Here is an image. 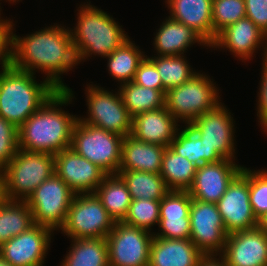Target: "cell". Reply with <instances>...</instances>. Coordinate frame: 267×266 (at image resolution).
I'll return each instance as SVG.
<instances>
[{
    "label": "cell",
    "instance_id": "obj_21",
    "mask_svg": "<svg viewBox=\"0 0 267 266\" xmlns=\"http://www.w3.org/2000/svg\"><path fill=\"white\" fill-rule=\"evenodd\" d=\"M179 126L178 121L163 107L133 116L130 135L143 142L168 147Z\"/></svg>",
    "mask_w": 267,
    "mask_h": 266
},
{
    "label": "cell",
    "instance_id": "obj_12",
    "mask_svg": "<svg viewBox=\"0 0 267 266\" xmlns=\"http://www.w3.org/2000/svg\"><path fill=\"white\" fill-rule=\"evenodd\" d=\"M189 216L190 241L204 255H221L228 233L217 205L192 198Z\"/></svg>",
    "mask_w": 267,
    "mask_h": 266
},
{
    "label": "cell",
    "instance_id": "obj_24",
    "mask_svg": "<svg viewBox=\"0 0 267 266\" xmlns=\"http://www.w3.org/2000/svg\"><path fill=\"white\" fill-rule=\"evenodd\" d=\"M157 31L153 41L157 56L184 55L186 50L195 43L210 48L207 42L193 29L169 16L166 17Z\"/></svg>",
    "mask_w": 267,
    "mask_h": 266
},
{
    "label": "cell",
    "instance_id": "obj_22",
    "mask_svg": "<svg viewBox=\"0 0 267 266\" xmlns=\"http://www.w3.org/2000/svg\"><path fill=\"white\" fill-rule=\"evenodd\" d=\"M203 256L190 239L153 237L148 266H198Z\"/></svg>",
    "mask_w": 267,
    "mask_h": 266
},
{
    "label": "cell",
    "instance_id": "obj_44",
    "mask_svg": "<svg viewBox=\"0 0 267 266\" xmlns=\"http://www.w3.org/2000/svg\"><path fill=\"white\" fill-rule=\"evenodd\" d=\"M257 227L267 234V213L258 219Z\"/></svg>",
    "mask_w": 267,
    "mask_h": 266
},
{
    "label": "cell",
    "instance_id": "obj_9",
    "mask_svg": "<svg viewBox=\"0 0 267 266\" xmlns=\"http://www.w3.org/2000/svg\"><path fill=\"white\" fill-rule=\"evenodd\" d=\"M74 195L69 186L54 173L26 200L33 214L34 223L46 226L53 231H60Z\"/></svg>",
    "mask_w": 267,
    "mask_h": 266
},
{
    "label": "cell",
    "instance_id": "obj_20",
    "mask_svg": "<svg viewBox=\"0 0 267 266\" xmlns=\"http://www.w3.org/2000/svg\"><path fill=\"white\" fill-rule=\"evenodd\" d=\"M188 191L170 190L160 200L159 232L154 237L166 239H190V204Z\"/></svg>",
    "mask_w": 267,
    "mask_h": 266
},
{
    "label": "cell",
    "instance_id": "obj_39",
    "mask_svg": "<svg viewBox=\"0 0 267 266\" xmlns=\"http://www.w3.org/2000/svg\"><path fill=\"white\" fill-rule=\"evenodd\" d=\"M133 82L139 86L160 90L164 94L166 93L158 70L147 55L139 63Z\"/></svg>",
    "mask_w": 267,
    "mask_h": 266
},
{
    "label": "cell",
    "instance_id": "obj_31",
    "mask_svg": "<svg viewBox=\"0 0 267 266\" xmlns=\"http://www.w3.org/2000/svg\"><path fill=\"white\" fill-rule=\"evenodd\" d=\"M144 53L128 38L110 55L105 57L108 60V73L120 83V86L133 81L139 63L146 56Z\"/></svg>",
    "mask_w": 267,
    "mask_h": 266
},
{
    "label": "cell",
    "instance_id": "obj_5",
    "mask_svg": "<svg viewBox=\"0 0 267 266\" xmlns=\"http://www.w3.org/2000/svg\"><path fill=\"white\" fill-rule=\"evenodd\" d=\"M0 173L3 198L26 201L41 183L55 173L54 155L18 149Z\"/></svg>",
    "mask_w": 267,
    "mask_h": 266
},
{
    "label": "cell",
    "instance_id": "obj_2",
    "mask_svg": "<svg viewBox=\"0 0 267 266\" xmlns=\"http://www.w3.org/2000/svg\"><path fill=\"white\" fill-rule=\"evenodd\" d=\"M74 93L57 90L18 128V147L27 152L55 155L71 146L72 132L79 117L62 106L72 103ZM68 112V113H67Z\"/></svg>",
    "mask_w": 267,
    "mask_h": 266
},
{
    "label": "cell",
    "instance_id": "obj_3",
    "mask_svg": "<svg viewBox=\"0 0 267 266\" xmlns=\"http://www.w3.org/2000/svg\"><path fill=\"white\" fill-rule=\"evenodd\" d=\"M12 65L0 71V116L19 128L57 89ZM38 82V83H37Z\"/></svg>",
    "mask_w": 267,
    "mask_h": 266
},
{
    "label": "cell",
    "instance_id": "obj_14",
    "mask_svg": "<svg viewBox=\"0 0 267 266\" xmlns=\"http://www.w3.org/2000/svg\"><path fill=\"white\" fill-rule=\"evenodd\" d=\"M223 105L219 103L188 125L209 149H214L223 159L236 160L234 119Z\"/></svg>",
    "mask_w": 267,
    "mask_h": 266
},
{
    "label": "cell",
    "instance_id": "obj_7",
    "mask_svg": "<svg viewBox=\"0 0 267 266\" xmlns=\"http://www.w3.org/2000/svg\"><path fill=\"white\" fill-rule=\"evenodd\" d=\"M124 137L89 125L79 118L74 126L71 148L102 169L117 174L121 163Z\"/></svg>",
    "mask_w": 267,
    "mask_h": 266
},
{
    "label": "cell",
    "instance_id": "obj_45",
    "mask_svg": "<svg viewBox=\"0 0 267 266\" xmlns=\"http://www.w3.org/2000/svg\"><path fill=\"white\" fill-rule=\"evenodd\" d=\"M1 1V0H0ZM1 4V3H0ZM1 9V8H0ZM0 15H1V10H0ZM2 17L0 16V25H11V19H1Z\"/></svg>",
    "mask_w": 267,
    "mask_h": 266
},
{
    "label": "cell",
    "instance_id": "obj_16",
    "mask_svg": "<svg viewBox=\"0 0 267 266\" xmlns=\"http://www.w3.org/2000/svg\"><path fill=\"white\" fill-rule=\"evenodd\" d=\"M55 173L75 193H94L107 175L71 147L54 155Z\"/></svg>",
    "mask_w": 267,
    "mask_h": 266
},
{
    "label": "cell",
    "instance_id": "obj_40",
    "mask_svg": "<svg viewBox=\"0 0 267 266\" xmlns=\"http://www.w3.org/2000/svg\"><path fill=\"white\" fill-rule=\"evenodd\" d=\"M246 17L267 35V0H245Z\"/></svg>",
    "mask_w": 267,
    "mask_h": 266
},
{
    "label": "cell",
    "instance_id": "obj_35",
    "mask_svg": "<svg viewBox=\"0 0 267 266\" xmlns=\"http://www.w3.org/2000/svg\"><path fill=\"white\" fill-rule=\"evenodd\" d=\"M246 17L245 0H213V42L226 27Z\"/></svg>",
    "mask_w": 267,
    "mask_h": 266
},
{
    "label": "cell",
    "instance_id": "obj_33",
    "mask_svg": "<svg viewBox=\"0 0 267 266\" xmlns=\"http://www.w3.org/2000/svg\"><path fill=\"white\" fill-rule=\"evenodd\" d=\"M118 90L131 117L165 107V94L160 90L142 87L133 81L122 84Z\"/></svg>",
    "mask_w": 267,
    "mask_h": 266
},
{
    "label": "cell",
    "instance_id": "obj_17",
    "mask_svg": "<svg viewBox=\"0 0 267 266\" xmlns=\"http://www.w3.org/2000/svg\"><path fill=\"white\" fill-rule=\"evenodd\" d=\"M242 169L243 166L229 159L203 164L197 167L188 193L193 199L216 204Z\"/></svg>",
    "mask_w": 267,
    "mask_h": 266
},
{
    "label": "cell",
    "instance_id": "obj_47",
    "mask_svg": "<svg viewBox=\"0 0 267 266\" xmlns=\"http://www.w3.org/2000/svg\"><path fill=\"white\" fill-rule=\"evenodd\" d=\"M3 199V193H2V178L0 173V201Z\"/></svg>",
    "mask_w": 267,
    "mask_h": 266
},
{
    "label": "cell",
    "instance_id": "obj_32",
    "mask_svg": "<svg viewBox=\"0 0 267 266\" xmlns=\"http://www.w3.org/2000/svg\"><path fill=\"white\" fill-rule=\"evenodd\" d=\"M117 174L126 184L132 200H161L170 191L158 173L123 171Z\"/></svg>",
    "mask_w": 267,
    "mask_h": 266
},
{
    "label": "cell",
    "instance_id": "obj_23",
    "mask_svg": "<svg viewBox=\"0 0 267 266\" xmlns=\"http://www.w3.org/2000/svg\"><path fill=\"white\" fill-rule=\"evenodd\" d=\"M170 18L193 29L210 46L213 43V0H166Z\"/></svg>",
    "mask_w": 267,
    "mask_h": 266
},
{
    "label": "cell",
    "instance_id": "obj_6",
    "mask_svg": "<svg viewBox=\"0 0 267 266\" xmlns=\"http://www.w3.org/2000/svg\"><path fill=\"white\" fill-rule=\"evenodd\" d=\"M210 76L197 72L192 78L165 93V108L179 122L186 125L219 103V89Z\"/></svg>",
    "mask_w": 267,
    "mask_h": 266
},
{
    "label": "cell",
    "instance_id": "obj_34",
    "mask_svg": "<svg viewBox=\"0 0 267 266\" xmlns=\"http://www.w3.org/2000/svg\"><path fill=\"white\" fill-rule=\"evenodd\" d=\"M184 55L148 57L156 66L164 89L178 87L197 72L191 69Z\"/></svg>",
    "mask_w": 267,
    "mask_h": 266
},
{
    "label": "cell",
    "instance_id": "obj_15",
    "mask_svg": "<svg viewBox=\"0 0 267 266\" xmlns=\"http://www.w3.org/2000/svg\"><path fill=\"white\" fill-rule=\"evenodd\" d=\"M54 231L34 225L0 246V256L12 266H44Z\"/></svg>",
    "mask_w": 267,
    "mask_h": 266
},
{
    "label": "cell",
    "instance_id": "obj_27",
    "mask_svg": "<svg viewBox=\"0 0 267 266\" xmlns=\"http://www.w3.org/2000/svg\"><path fill=\"white\" fill-rule=\"evenodd\" d=\"M33 214L26 201H0V246L34 226Z\"/></svg>",
    "mask_w": 267,
    "mask_h": 266
},
{
    "label": "cell",
    "instance_id": "obj_30",
    "mask_svg": "<svg viewBox=\"0 0 267 266\" xmlns=\"http://www.w3.org/2000/svg\"><path fill=\"white\" fill-rule=\"evenodd\" d=\"M197 167L168 146L162 156L160 175L169 190L188 191L193 184Z\"/></svg>",
    "mask_w": 267,
    "mask_h": 266
},
{
    "label": "cell",
    "instance_id": "obj_25",
    "mask_svg": "<svg viewBox=\"0 0 267 266\" xmlns=\"http://www.w3.org/2000/svg\"><path fill=\"white\" fill-rule=\"evenodd\" d=\"M166 147L138 140L127 135L123 139L118 172L142 171L160 174Z\"/></svg>",
    "mask_w": 267,
    "mask_h": 266
},
{
    "label": "cell",
    "instance_id": "obj_8",
    "mask_svg": "<svg viewBox=\"0 0 267 266\" xmlns=\"http://www.w3.org/2000/svg\"><path fill=\"white\" fill-rule=\"evenodd\" d=\"M115 221L95 193L75 194L61 233L70 239L106 238Z\"/></svg>",
    "mask_w": 267,
    "mask_h": 266
},
{
    "label": "cell",
    "instance_id": "obj_43",
    "mask_svg": "<svg viewBox=\"0 0 267 266\" xmlns=\"http://www.w3.org/2000/svg\"><path fill=\"white\" fill-rule=\"evenodd\" d=\"M216 257L217 255H204L198 266H228L221 255H219V258Z\"/></svg>",
    "mask_w": 267,
    "mask_h": 266
},
{
    "label": "cell",
    "instance_id": "obj_38",
    "mask_svg": "<svg viewBox=\"0 0 267 266\" xmlns=\"http://www.w3.org/2000/svg\"><path fill=\"white\" fill-rule=\"evenodd\" d=\"M18 128L0 116V171L17 153Z\"/></svg>",
    "mask_w": 267,
    "mask_h": 266
},
{
    "label": "cell",
    "instance_id": "obj_11",
    "mask_svg": "<svg viewBox=\"0 0 267 266\" xmlns=\"http://www.w3.org/2000/svg\"><path fill=\"white\" fill-rule=\"evenodd\" d=\"M153 232L115 222L106 237L109 266H148Z\"/></svg>",
    "mask_w": 267,
    "mask_h": 266
},
{
    "label": "cell",
    "instance_id": "obj_42",
    "mask_svg": "<svg viewBox=\"0 0 267 266\" xmlns=\"http://www.w3.org/2000/svg\"><path fill=\"white\" fill-rule=\"evenodd\" d=\"M0 67L11 65V25H0Z\"/></svg>",
    "mask_w": 267,
    "mask_h": 266
},
{
    "label": "cell",
    "instance_id": "obj_1",
    "mask_svg": "<svg viewBox=\"0 0 267 266\" xmlns=\"http://www.w3.org/2000/svg\"><path fill=\"white\" fill-rule=\"evenodd\" d=\"M14 25L11 21V65L34 75L43 71L57 90L68 89L61 75L78 65L70 28L54 24L20 37Z\"/></svg>",
    "mask_w": 267,
    "mask_h": 266
},
{
    "label": "cell",
    "instance_id": "obj_37",
    "mask_svg": "<svg viewBox=\"0 0 267 266\" xmlns=\"http://www.w3.org/2000/svg\"><path fill=\"white\" fill-rule=\"evenodd\" d=\"M249 200L257 220L267 213V170L249 169Z\"/></svg>",
    "mask_w": 267,
    "mask_h": 266
},
{
    "label": "cell",
    "instance_id": "obj_18",
    "mask_svg": "<svg viewBox=\"0 0 267 266\" xmlns=\"http://www.w3.org/2000/svg\"><path fill=\"white\" fill-rule=\"evenodd\" d=\"M265 44V45H263ZM264 46V47H263ZM262 47V48H261ZM210 48L229 49L228 51L239 58L242 62L251 60L254 52L259 48L263 57H267V35L263 33L248 17L241 18L234 24L223 29L217 36Z\"/></svg>",
    "mask_w": 267,
    "mask_h": 266
},
{
    "label": "cell",
    "instance_id": "obj_10",
    "mask_svg": "<svg viewBox=\"0 0 267 266\" xmlns=\"http://www.w3.org/2000/svg\"><path fill=\"white\" fill-rule=\"evenodd\" d=\"M85 91L89 112L86 118L79 117L81 121L122 137L131 134L132 117L119 90L114 94L96 84H89Z\"/></svg>",
    "mask_w": 267,
    "mask_h": 266
},
{
    "label": "cell",
    "instance_id": "obj_29",
    "mask_svg": "<svg viewBox=\"0 0 267 266\" xmlns=\"http://www.w3.org/2000/svg\"><path fill=\"white\" fill-rule=\"evenodd\" d=\"M179 128L175 138L170 142L169 147L177 154L187 158L196 166H202L206 163H216L223 158L214 150L209 149L201 141L197 133L189 126Z\"/></svg>",
    "mask_w": 267,
    "mask_h": 266
},
{
    "label": "cell",
    "instance_id": "obj_28",
    "mask_svg": "<svg viewBox=\"0 0 267 266\" xmlns=\"http://www.w3.org/2000/svg\"><path fill=\"white\" fill-rule=\"evenodd\" d=\"M60 266H109L106 238L71 239Z\"/></svg>",
    "mask_w": 267,
    "mask_h": 266
},
{
    "label": "cell",
    "instance_id": "obj_4",
    "mask_svg": "<svg viewBox=\"0 0 267 266\" xmlns=\"http://www.w3.org/2000/svg\"><path fill=\"white\" fill-rule=\"evenodd\" d=\"M77 9V24L69 29L78 64L93 55H110L129 36L107 12L88 4Z\"/></svg>",
    "mask_w": 267,
    "mask_h": 266
},
{
    "label": "cell",
    "instance_id": "obj_48",
    "mask_svg": "<svg viewBox=\"0 0 267 266\" xmlns=\"http://www.w3.org/2000/svg\"><path fill=\"white\" fill-rule=\"evenodd\" d=\"M9 1V3H15L17 0H8ZM19 1V0H18Z\"/></svg>",
    "mask_w": 267,
    "mask_h": 266
},
{
    "label": "cell",
    "instance_id": "obj_26",
    "mask_svg": "<svg viewBox=\"0 0 267 266\" xmlns=\"http://www.w3.org/2000/svg\"><path fill=\"white\" fill-rule=\"evenodd\" d=\"M94 193L115 222L124 221L132 198L126 184L118 174L106 175Z\"/></svg>",
    "mask_w": 267,
    "mask_h": 266
},
{
    "label": "cell",
    "instance_id": "obj_41",
    "mask_svg": "<svg viewBox=\"0 0 267 266\" xmlns=\"http://www.w3.org/2000/svg\"><path fill=\"white\" fill-rule=\"evenodd\" d=\"M262 70H261V78H260V88L257 93L259 97L257 102V116L260 121H258L262 126V130L264 131L267 128V57H262Z\"/></svg>",
    "mask_w": 267,
    "mask_h": 266
},
{
    "label": "cell",
    "instance_id": "obj_46",
    "mask_svg": "<svg viewBox=\"0 0 267 266\" xmlns=\"http://www.w3.org/2000/svg\"><path fill=\"white\" fill-rule=\"evenodd\" d=\"M0 266H12L0 256Z\"/></svg>",
    "mask_w": 267,
    "mask_h": 266
},
{
    "label": "cell",
    "instance_id": "obj_36",
    "mask_svg": "<svg viewBox=\"0 0 267 266\" xmlns=\"http://www.w3.org/2000/svg\"><path fill=\"white\" fill-rule=\"evenodd\" d=\"M160 200H132L124 223L151 232V227L159 224Z\"/></svg>",
    "mask_w": 267,
    "mask_h": 266
},
{
    "label": "cell",
    "instance_id": "obj_19",
    "mask_svg": "<svg viewBox=\"0 0 267 266\" xmlns=\"http://www.w3.org/2000/svg\"><path fill=\"white\" fill-rule=\"evenodd\" d=\"M221 256L228 266H267V234L258 227L230 233Z\"/></svg>",
    "mask_w": 267,
    "mask_h": 266
},
{
    "label": "cell",
    "instance_id": "obj_13",
    "mask_svg": "<svg viewBox=\"0 0 267 266\" xmlns=\"http://www.w3.org/2000/svg\"><path fill=\"white\" fill-rule=\"evenodd\" d=\"M216 205L228 234L257 227L249 200V168L243 167Z\"/></svg>",
    "mask_w": 267,
    "mask_h": 266
}]
</instances>
